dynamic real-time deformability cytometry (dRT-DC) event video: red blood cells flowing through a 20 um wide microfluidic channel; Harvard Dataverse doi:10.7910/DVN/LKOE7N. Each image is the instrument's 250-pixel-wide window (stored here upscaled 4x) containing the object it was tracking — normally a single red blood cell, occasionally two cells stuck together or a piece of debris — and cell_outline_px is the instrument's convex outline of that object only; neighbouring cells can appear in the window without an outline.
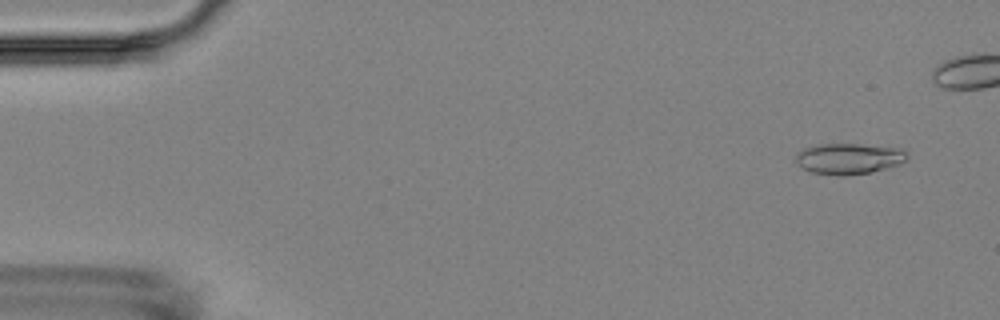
{"species": "Egyptian fruit bat (a non-hibernating species)", "species_latin": "Rousettus aegyptiacus", "temperature_condition": "room temperature", "stored_images_in_passage": 6, "camera_frame_rate_fps": 3000, "um_per_image_px": 0.085, "animal": {"sex": "female"}, "frame": {"image": 1, "passage_image": 2, "time_ms": 1.0, "image_size_px": [1000, 320], "cell_outline_px": [[908, 160], [900, 164], [872, 172], [844, 176], [836, 176], [812, 172], [804, 168], [796, 160], [796, 156], [804, 148], [816, 144], [860, 144], [900, 148], [908, 156]], "centroid_in_image_um": [72.19, 13.49], "position_along_channel_um": 12.8, "area_um2": 20.0}}